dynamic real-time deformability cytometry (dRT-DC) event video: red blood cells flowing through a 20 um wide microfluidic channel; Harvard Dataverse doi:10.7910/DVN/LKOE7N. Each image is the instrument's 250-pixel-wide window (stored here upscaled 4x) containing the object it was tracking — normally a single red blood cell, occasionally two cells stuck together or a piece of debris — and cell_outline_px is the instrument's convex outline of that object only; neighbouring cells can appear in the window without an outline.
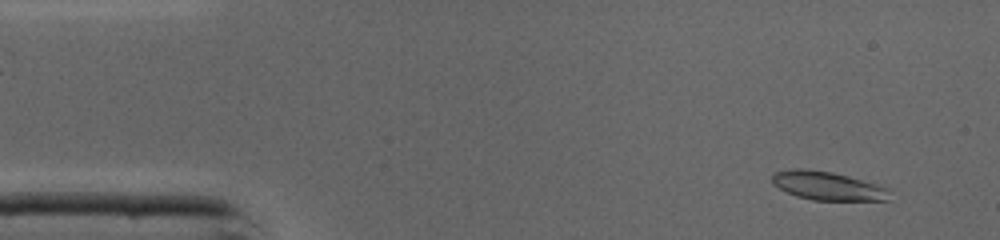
{"species": "common noctule bat (a hibernating species)", "species_latin": "Nyctalus noctula", "temperature_condition": "cold", "stored_images_in_passage": 45, "camera_frame_rate_fps": 3000, "um_per_image_px": 0.085, "animal": {"sex": "male", "body_mass_g": 19.0, "forearm_length_mm": 50.8}, "frame": {"image": 1, "passage_image": 3, "time_ms": 0.667, "image_size_px": [1000, 240], "cell_outline_px": [[888, 200], [812, 200], [796, 196], [772, 184], [772, 176], [776, 172], [792, 168], [800, 168], [832, 172], [848, 176], [888, 188]], "centroid_in_image_um": [70.3, 15.79], "position_along_channel_um": 14.7, "area_um2": 19.25}}
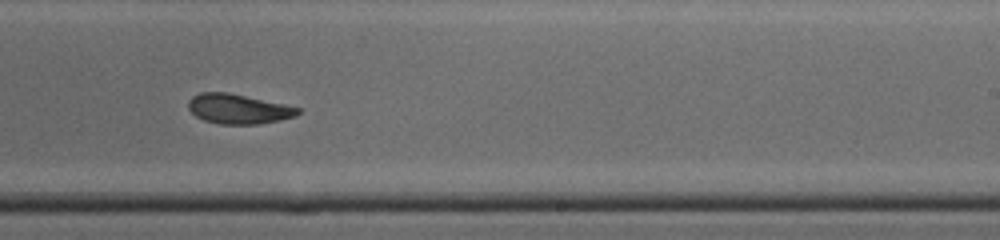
{"frame": {"image": 2, "passage_image": 27, "time_ms": 8.667, "image_size_px": [1000, 240], "cell_outline_px": [[300, 112], [296, 116], [280, 120], [260, 124], [220, 124], [204, 120], [196, 116], [188, 108], [188, 100], [192, 96], [200, 92], [228, 92], [284, 104], [300, 108]], "centroid_in_image_um": [20.25, 9.25], "position_along_channel_um": 268.8, "area_um2": 19.02}}
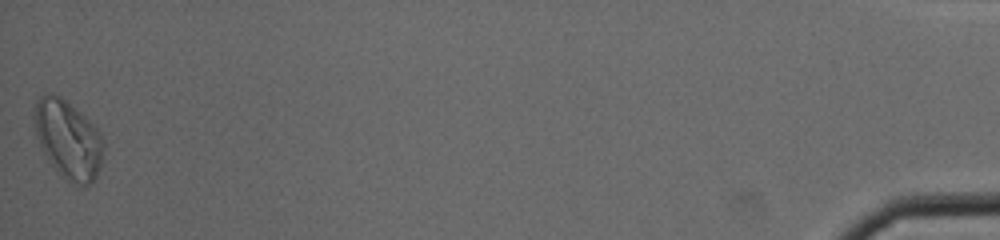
{"frame": {"image": 3, "passage_image": 45, "time_ms": 14.667, "image_size_px": [1000, 240], "cell_outline_px": [[104, 148], [100, 168], [96, 176], [88, 184], [80, 188], [64, 180], [56, 172], [48, 160], [36, 136], [32, 116], [36, 100], [40, 96], [48, 92], [60, 96], [80, 112], [100, 132], [104, 140]], "centroid_in_image_um": [5.77, 11.88], "position_along_channel_um": 429.4, "area_um2": 32.08}, "authors_computed_cell_mechanics": {"area_um2": 19.8832, "velocity_mm_per_s": 4.351, "shape_relaxation_time_tau1_ms": 2.7061, "shape_relaxation_time_tau2_ms": 4.3105, "deformation_change_tau1": 0.1257, "deformation_change_tau2": 0.1009}}